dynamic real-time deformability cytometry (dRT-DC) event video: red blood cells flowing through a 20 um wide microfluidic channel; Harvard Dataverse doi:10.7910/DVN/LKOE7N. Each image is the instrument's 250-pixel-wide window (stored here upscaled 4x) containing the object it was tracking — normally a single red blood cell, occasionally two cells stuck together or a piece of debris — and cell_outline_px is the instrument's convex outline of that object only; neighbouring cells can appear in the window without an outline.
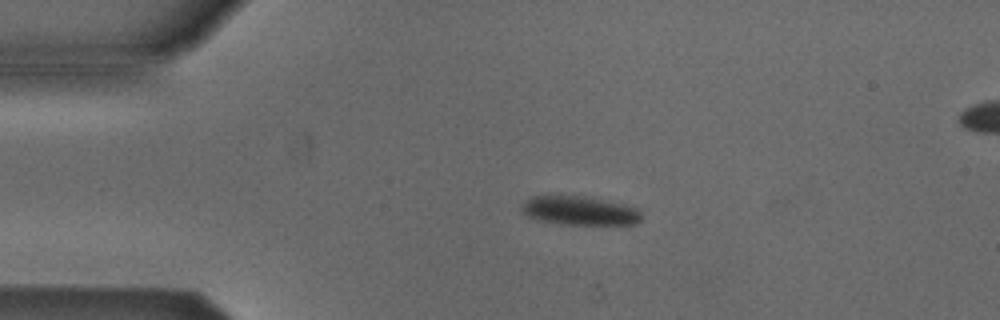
{"species": "Egyptian fruit bat (a non-hibernating species)", "species_latin": "Rousettus aegyptiacus", "temperature_condition": "cold", "stored_images_in_passage": 4, "camera_frame_rate_fps": 3000, "um_per_image_px": 0.085, "animal": {"sex": "male"}, "frame": {"image": 1, "passage_image": 2, "time_ms": 1.333, "image_size_px": [1000, 320], "cell_outline_px": [[640, 220], [636, 224], [564, 224], [536, 220], [520, 212], [520, 204], [528, 196], [584, 196], [624, 204], [640, 208]], "centroid_in_image_um": [49.2, 17.9], "position_along_channel_um": 35.8, "area_um2": 20.35}}